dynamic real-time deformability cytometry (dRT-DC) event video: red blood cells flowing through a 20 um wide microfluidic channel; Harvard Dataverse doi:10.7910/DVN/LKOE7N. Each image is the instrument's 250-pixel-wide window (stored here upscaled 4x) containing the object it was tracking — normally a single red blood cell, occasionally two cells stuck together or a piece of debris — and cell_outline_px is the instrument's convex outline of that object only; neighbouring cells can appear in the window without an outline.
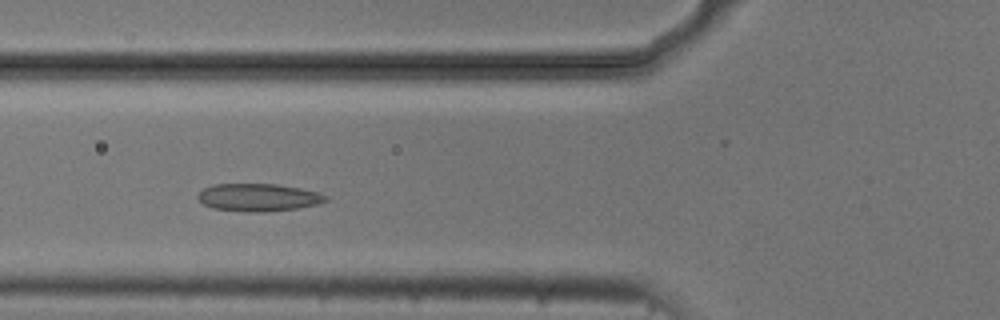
{"species": "common noctule bat (a hibernating species)", "species_latin": "Nyctalus noctula", "temperature_condition": "cold", "stored_images_in_passage": 8, "camera_frame_rate_fps": 3000, "um_per_image_px": 0.085, "animal": {"sex": "male", "body_mass_g": 20.5, "forearm_length_mm": 52.5}, "frame": {"image": 1, "passage_image": 4, "time_ms": 1.0, "image_size_px": [1000, 320], "cell_outline_px": [[328, 200], [320, 204], [296, 208], [264, 212], [248, 212], [212, 208], [204, 204], [196, 196], [204, 188], [212, 184], [276, 184], [300, 188], [316, 192], [328, 196]], "centroid_in_image_um": [21.96, 16.78], "position_along_channel_um": 103.8, "area_um2": 20.58}}
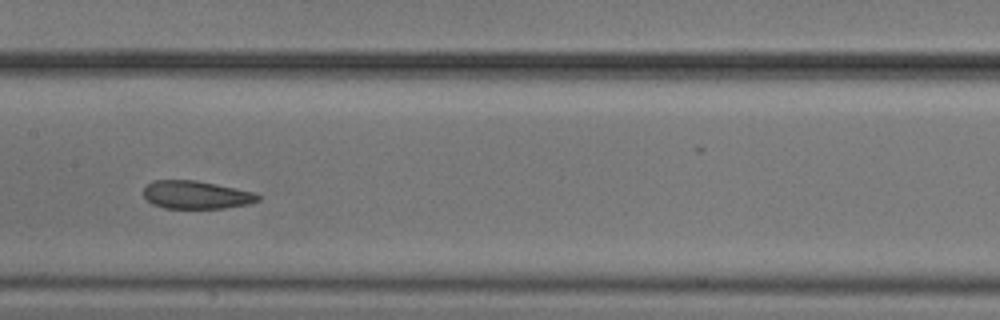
{"frame": {"image": 2, "passage_image": 6, "time_ms": 1.667, "image_size_px": [1000, 320], "cell_outline_px": [[260, 200], [248, 204], [224, 208], [164, 208], [152, 204], [144, 196], [144, 188], [152, 180], [196, 180], [216, 184], [252, 192], [260, 196]], "centroid_in_image_um": [16.65, 16.56], "position_along_channel_um": 190.7, "area_um2": 18.55}}
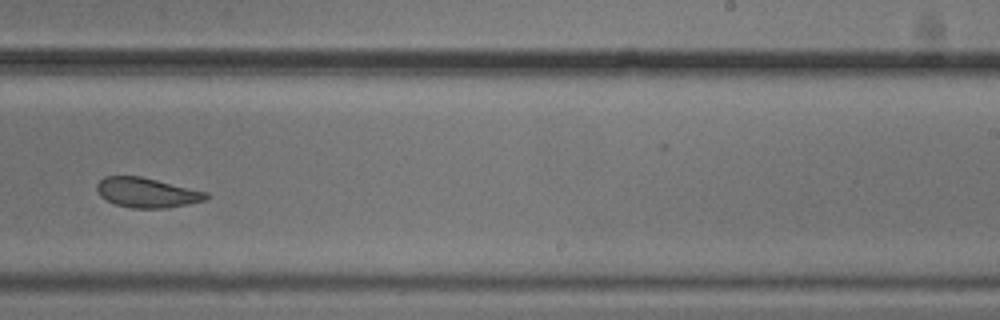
{"frame": {"image": 3, "passage_image": 8, "time_ms": 2.333, "image_size_px": [1000, 320], "cell_outline_px": [[208, 200], [188, 204], [164, 208], [132, 208], [116, 204], [100, 196], [96, 188], [96, 184], [104, 176], [140, 176], [208, 192]], "centroid_in_image_um": [12.49, 16.37], "position_along_channel_um": 276.5, "area_um2": 18.9}}